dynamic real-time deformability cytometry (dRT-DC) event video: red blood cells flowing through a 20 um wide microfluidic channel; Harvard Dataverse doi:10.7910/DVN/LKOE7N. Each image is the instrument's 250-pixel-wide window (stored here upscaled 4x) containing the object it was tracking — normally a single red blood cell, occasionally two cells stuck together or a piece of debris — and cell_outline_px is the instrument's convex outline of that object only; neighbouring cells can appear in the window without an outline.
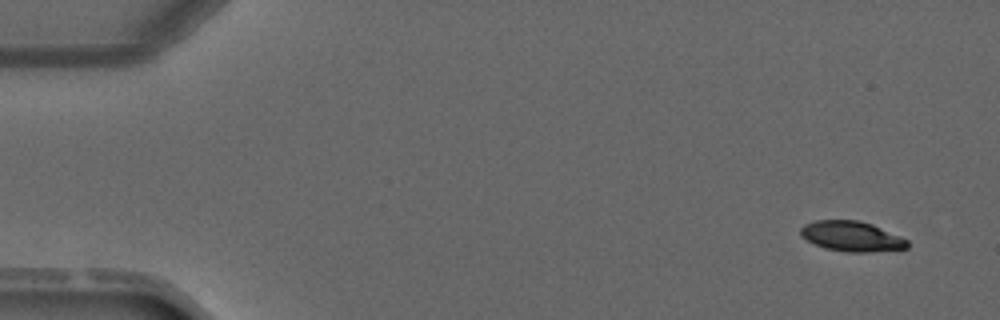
{"species": "common noctule bat (a hibernating species)", "species_latin": "Nyctalus noctula", "temperature_condition": "warm", "stored_images_in_passage": 5, "camera_frame_rate_fps": 3000, "um_per_image_px": 0.085, "animal": {"sex": "male", "forearm_length_mm": 52.5}, "frame": {"image": 1, "passage_image": 1, "time_ms": 0.0, "image_size_px": [1000, 320], "cell_outline_px": [[908, 248], [868, 252], [848, 252], [824, 248], [800, 236], [800, 228], [804, 224], [816, 220], [856, 220], [872, 224], [900, 236], [908, 240]], "centroid_in_image_um": [72.37, 20.08], "position_along_channel_um": 12.6, "area_um2": 18.67}}
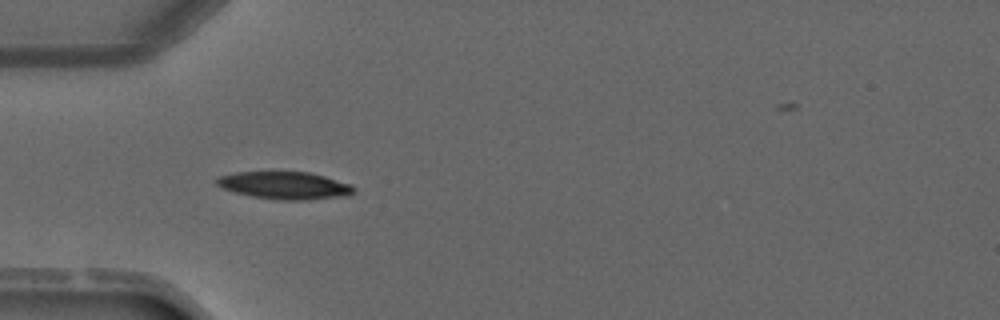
{"frame": {"image": 2, "passage_image": 4, "time_ms": 3.667, "image_size_px": [1000, 320], "cell_outline_px": [[356, 188], [352, 192], [344, 196], [300, 200], [280, 200], [252, 196], [236, 192], [224, 188], [216, 184], [216, 180], [220, 176], [236, 172], [308, 172], [324, 176], [352, 184]], "centroid_in_image_um": [24.22, 15.75], "position_along_channel_um": 60.8, "area_um2": 21.62}}
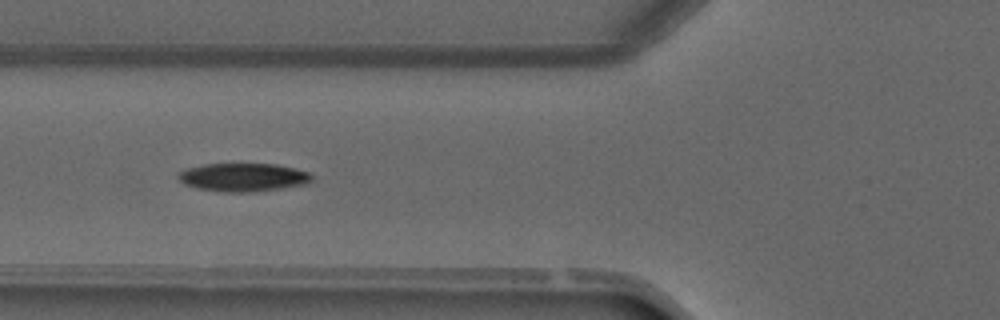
{"frame": {"image": 3, "passage_image": 5, "time_ms": 4.667, "image_size_px": [1000, 320], "cell_outline_px": [[312, 180], [308, 184], [256, 192], [220, 192], [196, 188], [184, 184], [176, 176], [180, 172], [188, 168], [204, 164], [276, 164], [296, 168], [308, 172], [312, 176]], "centroid_in_image_um": [20.69, 15.08], "position_along_channel_um": 105.1, "area_um2": 22.2}}